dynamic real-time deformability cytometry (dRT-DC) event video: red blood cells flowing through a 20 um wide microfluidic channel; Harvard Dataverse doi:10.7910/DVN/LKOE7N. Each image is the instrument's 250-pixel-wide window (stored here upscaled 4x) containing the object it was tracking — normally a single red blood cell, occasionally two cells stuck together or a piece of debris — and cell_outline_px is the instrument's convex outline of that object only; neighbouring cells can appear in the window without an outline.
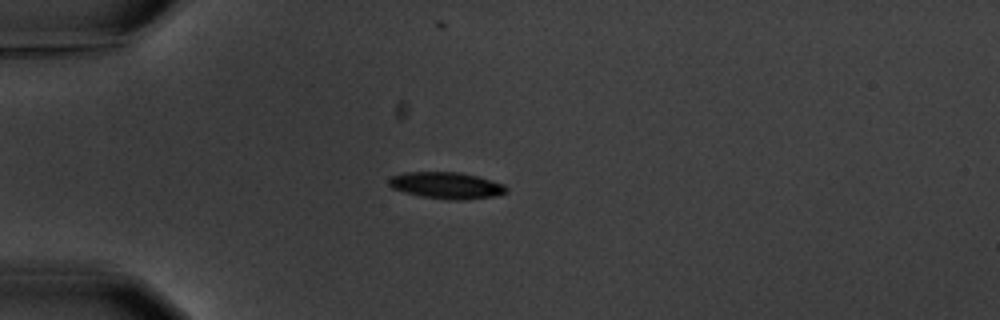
{"species": "common noctule bat (a hibernating species)", "species_latin": "Nyctalus noctula", "temperature_condition": "warm", "stored_images_in_passage": 4, "camera_frame_rate_fps": 3000, "um_per_image_px": 0.085, "animal": {"sex": "male", "body_mass_g": 20.1, "forearm_length_mm": 53.5}, "frame": {"image": 1, "passage_image": 2, "time_ms": 2.333, "image_size_px": [1000, 320], "cell_outline_px": [[508, 192], [496, 196], [464, 200], [448, 200], [420, 196], [392, 188], [388, 184], [388, 180], [392, 176], [404, 172], [460, 172], [480, 176], [504, 184], [508, 188]], "centroid_in_image_um": [38.0, 15.76], "position_along_channel_um": 47.0, "area_um2": 18.44}}
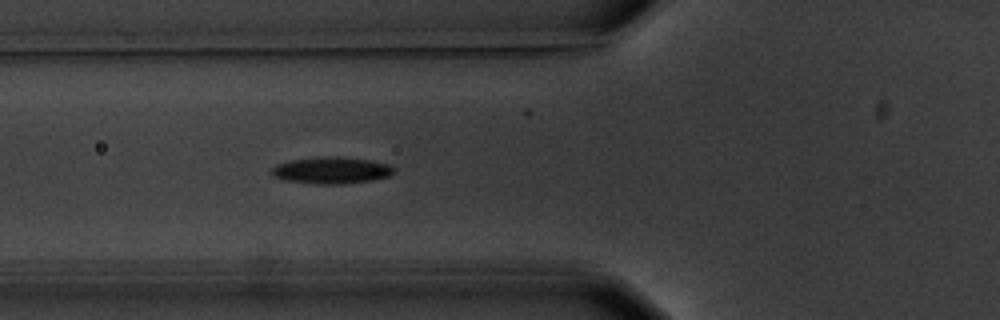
{"frame": {"image": 2, "passage_image": 4, "time_ms": 4.333, "image_size_px": [1000, 320], "cell_outline_px": [[396, 168], [388, 176], [372, 180], [340, 184], [316, 184], [288, 180], [272, 176], [272, 168], [276, 164], [292, 160], [320, 156], [328, 156], [368, 160], [392, 164]], "centroid_in_image_um": [28.18, 14.47], "position_along_channel_um": 97.6, "area_um2": 18.84}}